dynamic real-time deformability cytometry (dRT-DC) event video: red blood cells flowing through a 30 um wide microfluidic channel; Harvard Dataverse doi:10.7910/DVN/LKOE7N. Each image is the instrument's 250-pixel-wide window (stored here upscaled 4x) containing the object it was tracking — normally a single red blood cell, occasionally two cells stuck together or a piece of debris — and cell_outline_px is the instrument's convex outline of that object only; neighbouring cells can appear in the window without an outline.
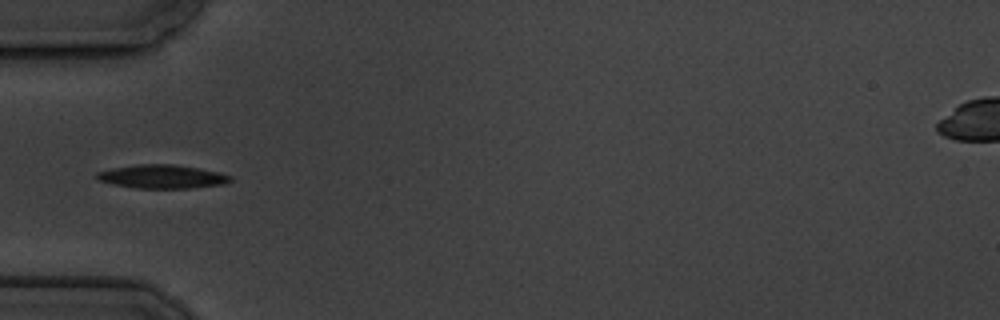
{"species": "common noctule bat (a hibernating species)", "species_latin": "Nyctalus noctula", "temperature_condition": "cold", "stored_images_in_passage": 7, "camera_frame_rate_fps": 3000, "um_per_image_px": 0.085, "animal": {"sex": "male", "body_mass_g": 19.5, "forearm_length_mm": 54.6}, "frame": {"image": 1, "passage_image": 5, "time_ms": 4.667, "image_size_px": [1000, 320], "cell_outline_px": [[232, 180], [224, 184], [192, 188], [136, 188], [112, 184], [100, 180], [96, 176], [96, 172], [112, 168], [140, 164], [176, 164], [200, 168], [220, 172], [232, 176]], "centroid_in_image_um": [13.82, 15.0], "position_along_channel_um": 71.2, "area_um2": 18.44}}